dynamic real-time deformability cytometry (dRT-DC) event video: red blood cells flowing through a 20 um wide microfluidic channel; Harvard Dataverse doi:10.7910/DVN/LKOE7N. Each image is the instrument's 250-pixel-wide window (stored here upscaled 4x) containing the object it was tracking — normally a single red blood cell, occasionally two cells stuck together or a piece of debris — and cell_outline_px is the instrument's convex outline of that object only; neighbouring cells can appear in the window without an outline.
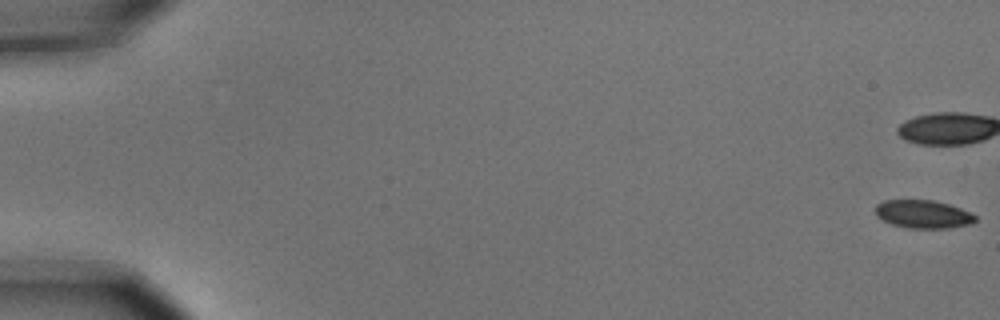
{"species": "common noctule bat (a hibernating species)", "species_latin": "Nyctalus noctula", "temperature_condition": "cold", "stored_images_in_passage": 6, "camera_frame_rate_fps": 3000, "um_per_image_px": 0.085, "animal": {"sex": "male", "body_mass_g": 15.6}, "frame": {"image": 1, "passage_image": 1, "time_ms": 0.0, "image_size_px": [1000, 320], "cell_outline_px": [[976, 220], [972, 224], [948, 228], [908, 228], [892, 224], [876, 216], [876, 204], [884, 200], [932, 200], [948, 204], [960, 208], [976, 216]], "centroid_in_image_um": [78.46, 18.2], "position_along_channel_um": 6.5, "area_um2": 16.3}}
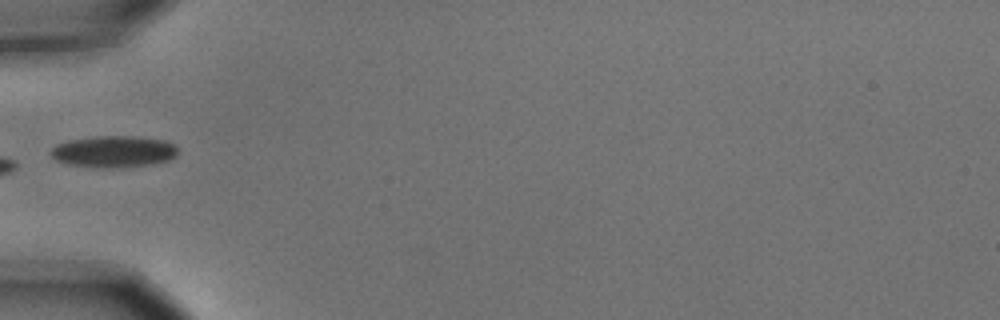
{"frame": {"image": 2, "passage_image": 6, "time_ms": 1.667, "image_size_px": [1000, 320], "cell_outline_px": [[176, 156], [168, 160], [152, 164], [120, 168], [100, 168], [68, 164], [56, 160], [48, 152], [56, 144], [68, 140], [96, 136], [136, 136], [164, 140], [176, 144]], "centroid_in_image_um": [9.65, 12.88], "position_along_channel_um": 75.4, "area_um2": 23.64}}